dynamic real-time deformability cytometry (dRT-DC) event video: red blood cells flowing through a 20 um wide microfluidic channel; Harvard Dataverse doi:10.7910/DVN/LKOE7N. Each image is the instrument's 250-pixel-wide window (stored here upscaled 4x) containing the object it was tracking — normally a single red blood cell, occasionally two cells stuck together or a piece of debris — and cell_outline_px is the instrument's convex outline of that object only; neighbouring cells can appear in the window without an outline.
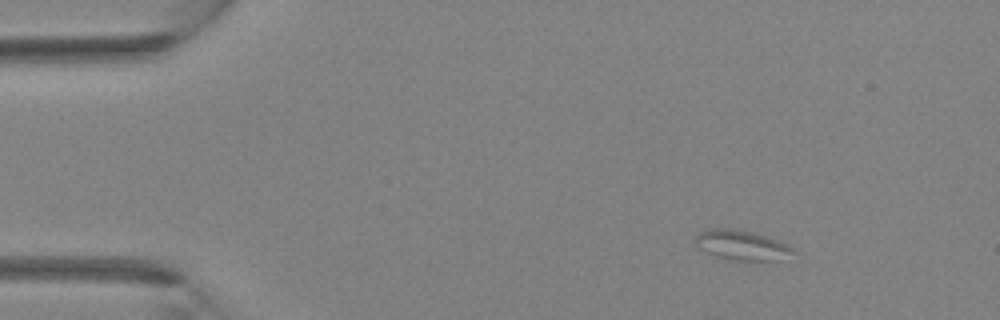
{"species": "Egyptian fruit bat (a non-hibernating species)", "species_latin": "Rousettus aegyptiacus", "temperature_condition": "room temperature", "stored_images_in_passage": 3, "camera_frame_rate_fps": 3000, "um_per_image_px": 0.085, "animal": {"sex": "female"}, "frame": {"image": 1, "passage_image": 1, "time_ms": 0.0, "image_size_px": [1000, 320], "cell_outline_px": [[792, 252], [776, 260], [732, 260], [716, 256], [700, 248], [696, 244], [696, 236], [700, 232], [708, 228], [732, 228], [752, 232], [780, 240], [788, 244], [792, 248]], "centroid_in_image_um": [63.01, 20.81], "position_along_channel_um": 22.0, "area_um2": 16.65}}